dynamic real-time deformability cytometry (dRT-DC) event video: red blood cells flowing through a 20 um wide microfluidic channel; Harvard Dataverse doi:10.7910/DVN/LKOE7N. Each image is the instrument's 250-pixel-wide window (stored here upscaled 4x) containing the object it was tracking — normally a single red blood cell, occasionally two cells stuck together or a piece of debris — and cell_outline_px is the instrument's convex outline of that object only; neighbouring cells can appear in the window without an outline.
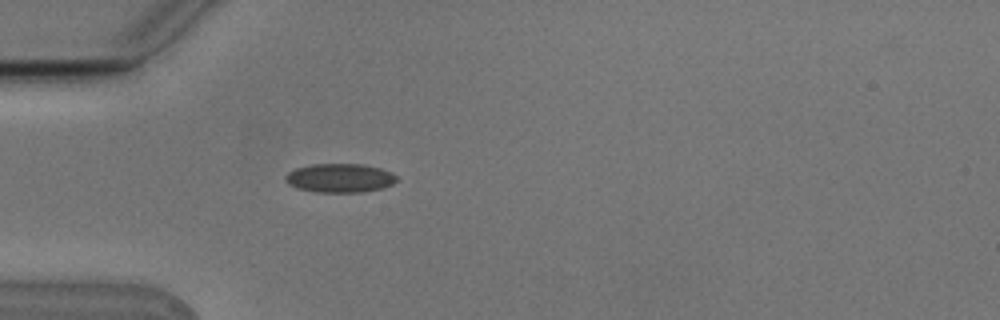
{"species": "Egyptian fruit bat (a non-hibernating species)", "species_latin": "Rousettus aegyptiacus", "temperature_condition": "cold", "stored_images_in_passage": 1, "camera_frame_rate_fps": 3000, "um_per_image_px": 0.085, "animal": {"sex": "male"}, "frame": {"image": 1, "passage_image": 1, "time_ms": 0.0, "image_size_px": [1000, 320], "cell_outline_px": [[396, 180], [392, 184], [384, 188], [364, 192], [316, 192], [300, 188], [288, 184], [284, 180], [284, 176], [288, 172], [296, 168], [312, 164], [364, 164], [380, 168], [392, 172], [396, 176]], "centroid_in_image_um": [28.89, 15.13], "position_along_channel_um": 56.1, "area_um2": 18.79}}